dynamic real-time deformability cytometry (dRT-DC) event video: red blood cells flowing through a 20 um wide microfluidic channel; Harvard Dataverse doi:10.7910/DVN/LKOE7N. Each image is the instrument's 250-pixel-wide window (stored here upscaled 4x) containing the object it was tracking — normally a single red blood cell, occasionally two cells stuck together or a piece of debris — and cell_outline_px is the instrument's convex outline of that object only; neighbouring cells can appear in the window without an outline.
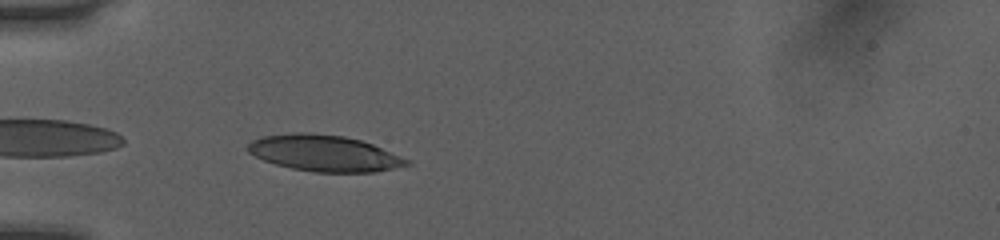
{"species": "human", "species_latin": "Homo sapiens", "temperature_condition": "room temperature", "stored_images_in_passage": 34, "camera_frame_rate_fps": 3000, "um_per_image_px": 0.085, "donor": {"sex": "female"}, "frame": {"image": 1, "passage_image": 1, "time_ms": 0.0, "image_size_px": [1000, 240], "cell_outline_px": [[412, 164], [376, 172], [312, 172], [292, 168], [276, 164], [264, 160], [248, 152], [244, 148], [252, 140], [260, 136], [292, 132], [308, 132], [344, 136], [360, 140], [372, 144], [408, 160]], "centroid_in_image_um": [27.5, 13.01], "position_along_channel_um": 57.5, "area_um2": 33.52}}
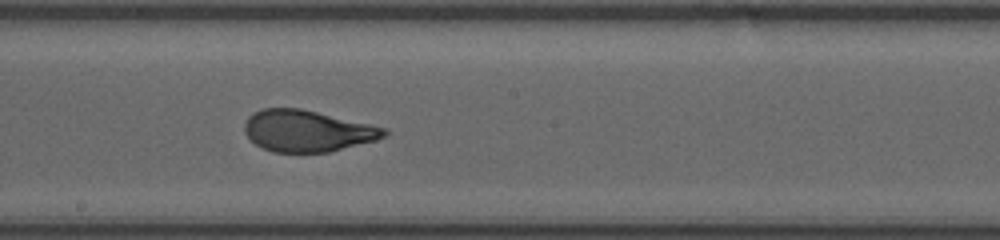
{"frame": {"image": 2, "passage_image": 14, "time_ms": 4.333, "image_size_px": [1000, 240], "cell_outline_px": [[388, 132], [384, 136], [376, 140], [328, 152], [272, 152], [256, 144], [244, 132], [244, 124], [248, 116], [252, 112], [264, 108], [300, 108], [388, 128]], "centroid_in_image_um": [26.11, 11.12], "position_along_channel_um": 222.1, "area_um2": 33.64}}
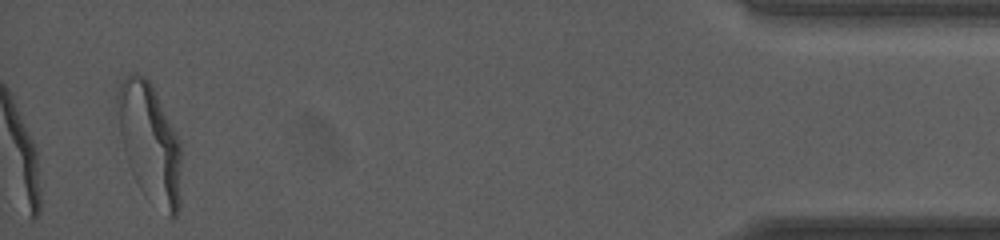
{"frame": {"image": 3, "passage_image": 34, "time_ms": 11.0, "image_size_px": [1000, 240], "cell_outline_px": [[180, 204], [176, 216], [172, 220], [168, 216], [124, 148], [120, 132], [116, 104], [116, 92], [120, 80], [128, 72], [140, 72], [152, 84], [180, 144]], "centroid_in_image_um": [12.74, 11.84], "position_along_channel_um": 422.5, "area_um2": 41.04}, "authors_computed_cell_mechanics": {"area_um2": 34.102, "velocity_mm_per_s": 4.0491, "shape_relaxation_time_tau1_ms": 8.9742, "shape_relaxation_time_tau2_ms": null, "deformation_change_tau1": 0.2958, "deformation_change_tau2": null}}